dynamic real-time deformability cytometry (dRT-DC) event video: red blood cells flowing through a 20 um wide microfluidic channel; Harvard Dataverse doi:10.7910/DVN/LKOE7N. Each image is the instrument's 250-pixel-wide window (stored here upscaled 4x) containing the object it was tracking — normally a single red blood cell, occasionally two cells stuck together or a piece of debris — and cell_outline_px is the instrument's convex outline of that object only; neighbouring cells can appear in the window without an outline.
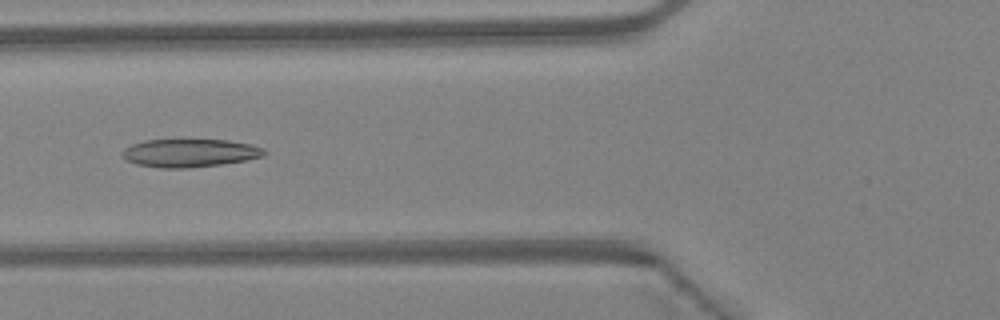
{"species": "Egyptian fruit bat (a non-hibernating species)", "species_latin": "Rousettus aegyptiacus", "temperature_condition": "warm", "stored_images_in_passage": 32, "camera_frame_rate_fps": 3000, "um_per_image_px": 0.085, "animal": {"sex": "female"}, "frame": {"image": 1, "passage_image": 8, "time_ms": 2.333, "image_size_px": [1000, 320], "cell_outline_px": [[268, 152], [264, 156], [248, 160], [220, 164], [184, 168], [160, 168], [136, 164], [120, 156], [120, 152], [124, 148], [132, 144], [144, 140], [180, 136], [228, 140], [252, 144], [264, 148]], "centroid_in_image_um": [16.11, 12.94], "position_along_channel_um": 109.7, "area_um2": 24.62}}
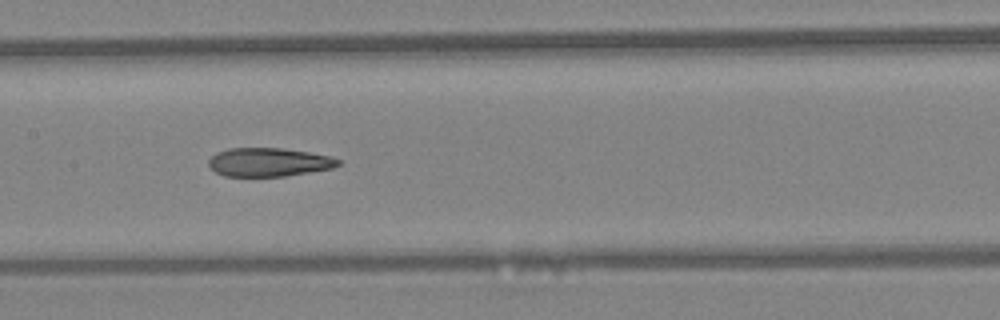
{"frame": {"image": 2, "passage_image": 13, "time_ms": 4.0, "image_size_px": [1000, 320], "cell_outline_px": [[340, 164], [332, 168], [284, 176], [224, 176], [216, 172], [208, 164], [208, 160], [216, 152], [228, 148], [284, 148], [332, 156], [340, 160]], "centroid_in_image_um": [22.84, 13.77], "position_along_channel_um": 184.6, "area_um2": 21.56}}
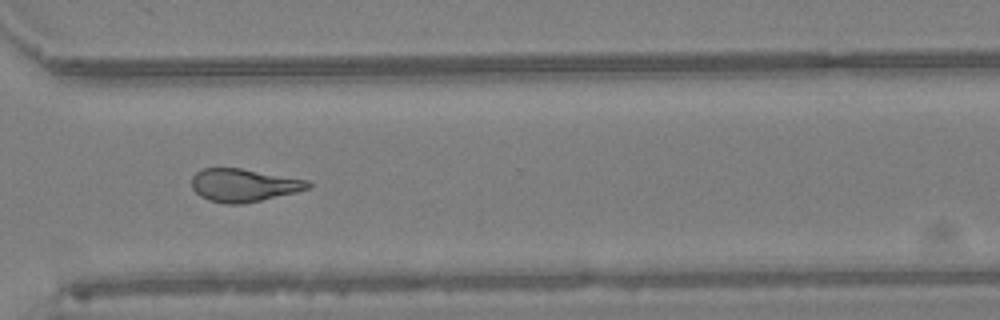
{"frame": {"image": 3, "passage_image": 24, "time_ms": 7.667, "image_size_px": [1000, 320], "cell_outline_px": [[312, 188], [296, 192], [260, 200], [240, 204], [224, 204], [208, 200], [200, 196], [192, 188], [192, 176], [196, 172], [204, 168], [240, 168], [308, 180], [312, 184]], "centroid_in_image_um": [20.71, 15.74], "position_along_channel_um": 349.9, "area_um2": 22.31}, "authors_computed_cell_mechanics": {"area_um2": 22.6576, "velocity_mm_per_s": 4.5065, "shape_relaxation_time_tau1_ms": null, "shape_relaxation_time_tau2_ms": 2.928, "deformation_change_tau1": null, "deformation_change_tau2": 0.1311}}